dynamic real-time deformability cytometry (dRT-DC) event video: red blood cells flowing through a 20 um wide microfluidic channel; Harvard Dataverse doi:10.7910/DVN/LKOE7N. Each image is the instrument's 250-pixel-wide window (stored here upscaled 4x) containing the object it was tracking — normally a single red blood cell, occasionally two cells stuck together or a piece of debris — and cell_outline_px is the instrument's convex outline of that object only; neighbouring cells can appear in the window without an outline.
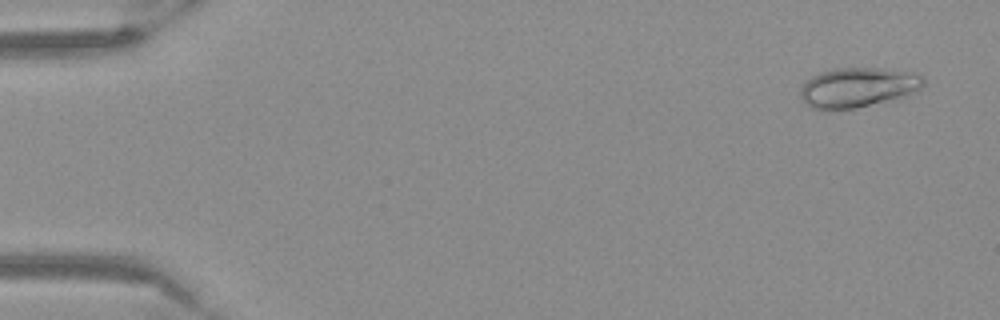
{"species": "Egyptian fruit bat (a non-hibernating species)", "species_latin": "Rousettus aegyptiacus", "temperature_condition": "warm", "stored_images_in_passage": 54, "camera_frame_rate_fps": 3000, "um_per_image_px": 0.085, "frame": {"image": 1, "passage_image": 3, "time_ms": 0.667, "image_size_px": [1000, 320], "cell_outline_px": [[924, 84], [920, 88], [900, 96], [856, 108], [828, 112], [812, 108], [804, 104], [800, 96], [800, 88], [812, 76], [828, 68], [876, 68], [916, 72], [924, 76]], "centroid_in_image_um": [72.83, 7.43], "position_along_channel_um": 12.2, "area_um2": 28.67}}
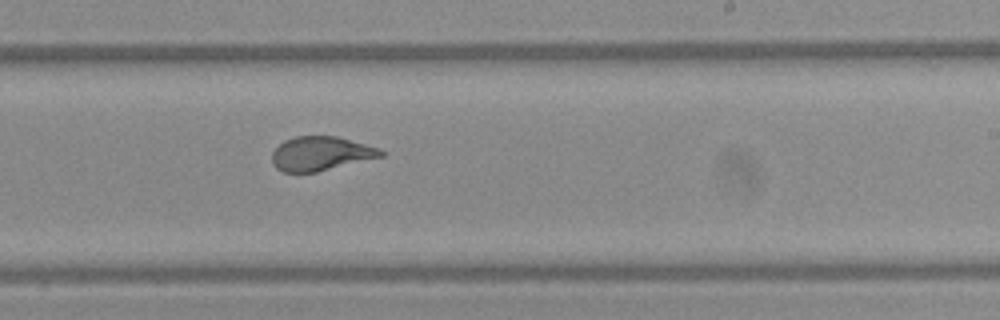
{"frame": {"image": 2, "passage_image": 33, "time_ms": 10.667, "image_size_px": [1000, 320], "cell_outline_px": [[384, 156], [316, 172], [284, 172], [276, 168], [272, 164], [272, 152], [284, 140], [296, 136], [336, 136], [380, 148], [384, 152]], "centroid_in_image_um": [27.26, 13.05], "position_along_channel_um": 261.7, "area_um2": 21.56}}
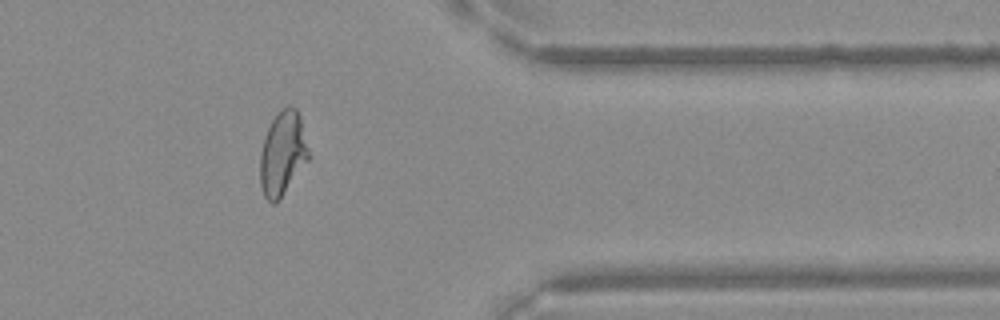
{"frame": {"image": 3, "passage_image": 44, "time_ms": 14.333, "image_size_px": [1000, 320], "cell_outline_px": [[312, 156], [280, 200], [276, 204], [272, 204], [264, 196], [260, 184], [260, 152], [264, 136], [272, 120], [288, 104], [296, 108], [300, 116]], "centroid_in_image_um": [24.05, 13.08], "position_along_channel_um": 387.3, "area_um2": 24.28}}